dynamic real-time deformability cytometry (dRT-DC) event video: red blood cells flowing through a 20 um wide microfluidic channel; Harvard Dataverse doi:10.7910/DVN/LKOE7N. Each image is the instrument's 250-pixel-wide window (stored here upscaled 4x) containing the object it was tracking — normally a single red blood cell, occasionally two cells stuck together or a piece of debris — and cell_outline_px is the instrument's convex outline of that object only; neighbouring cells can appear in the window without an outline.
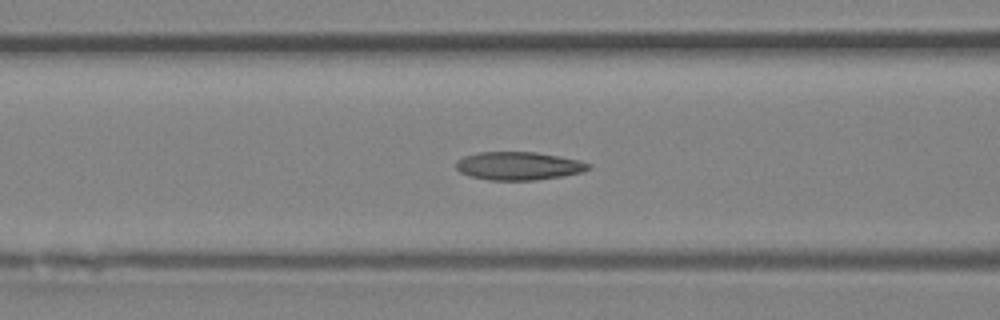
{"species": "Egyptian fruit bat (a non-hibernating species)", "species_latin": "Rousettus aegyptiacus", "temperature_condition": "room temperature", "stored_images_in_passage": 41, "camera_frame_rate_fps": 3000, "um_per_image_px": 0.085, "animal": {"sex": "female"}, "frame": {"image": 1, "passage_image": 16, "time_ms": 5.0, "image_size_px": [1000, 320], "cell_outline_px": [[592, 168], [580, 172], [560, 176], [536, 180], [488, 180], [468, 176], [460, 172], [456, 168], [456, 160], [464, 156], [480, 152], [536, 152], [580, 160], [592, 164]], "centroid_in_image_um": [44.06, 14.1], "position_along_channel_um": 122.5, "area_um2": 21.79}}
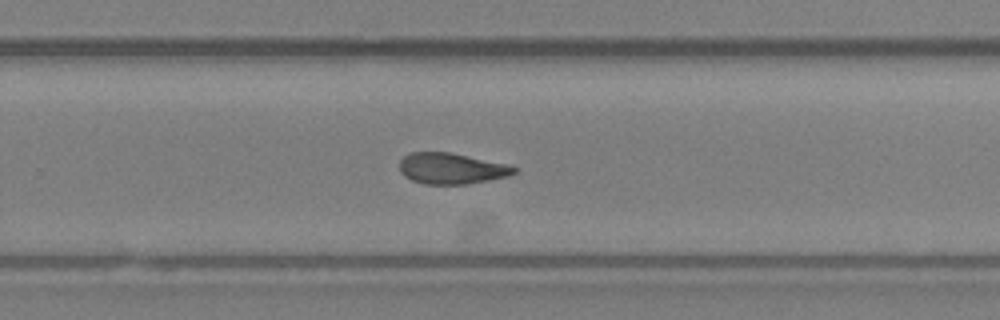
{"frame": {"image": 2, "passage_image": 26, "time_ms": 8.333, "image_size_px": [1000, 320], "cell_outline_px": [[516, 172], [508, 176], [468, 184], [424, 184], [412, 180], [404, 176], [400, 172], [400, 160], [404, 156], [412, 152], [448, 152], [504, 164], [516, 168]], "centroid_in_image_um": [38.32, 14.33], "position_along_channel_um": 291.5, "area_um2": 20.35}}
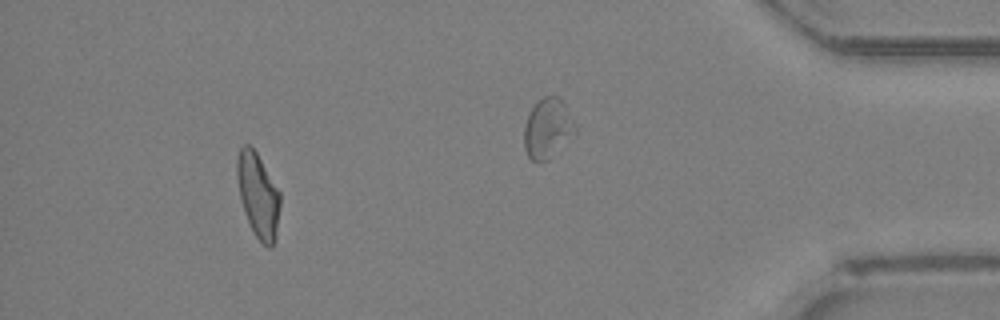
{"frame": {"image": 3, "passage_image": 37, "time_ms": 12.0, "image_size_px": [1000, 320], "cell_outline_px": [[280, 204], [276, 240], [272, 248], [268, 248], [256, 236], [244, 212], [240, 200], [236, 172], [236, 160], [240, 148], [244, 144], [248, 144], [256, 152], [280, 192]], "centroid_in_image_um": [21.94, 16.61], "position_along_channel_um": 413.3, "area_um2": 21.15}}